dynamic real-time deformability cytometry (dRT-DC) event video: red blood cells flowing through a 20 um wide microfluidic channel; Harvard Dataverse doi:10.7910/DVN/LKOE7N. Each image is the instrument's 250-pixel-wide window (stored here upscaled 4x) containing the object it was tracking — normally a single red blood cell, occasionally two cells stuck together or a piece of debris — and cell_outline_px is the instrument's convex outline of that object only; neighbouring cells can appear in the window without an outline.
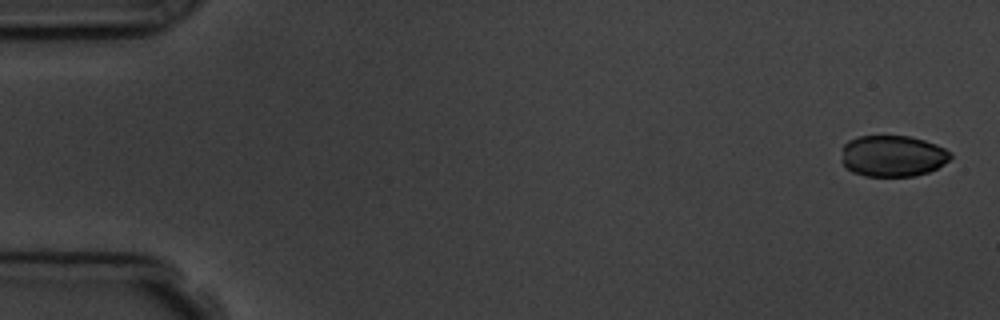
{"species": "common noctule bat (a hibernating species)", "species_latin": "Nyctalus noctula", "temperature_condition": "room temperature", "stored_images_in_passage": 5, "camera_frame_rate_fps": 3000, "um_per_image_px": 0.085, "animal": {"sex": "male", "body_mass_g": 19.5, "forearm_length_mm": 54.6}, "frame": {"image": 1, "passage_image": 1, "time_ms": 0.0, "image_size_px": [1000, 320], "cell_outline_px": [[952, 156], [948, 160], [936, 168], [928, 172], [916, 176], [864, 176], [852, 172], [844, 164], [844, 144], [848, 140], [860, 136], [908, 136], [924, 140], [936, 144], [952, 152]], "centroid_in_image_um": [75.91, 13.26], "position_along_channel_um": 9.1, "area_um2": 26.01}}
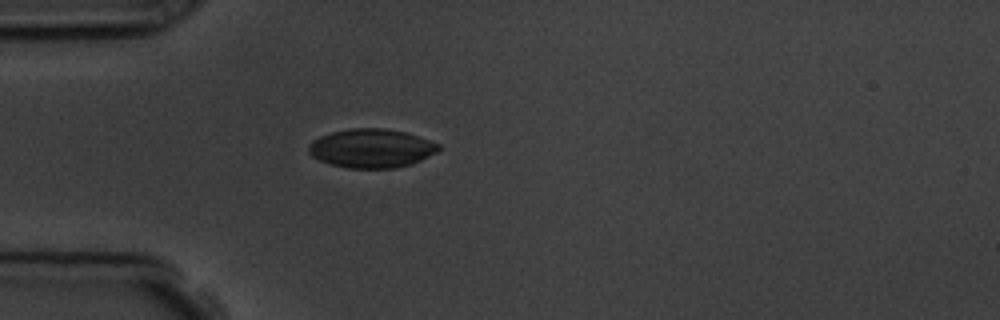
{"frame": {"image": 2, "passage_image": 5, "time_ms": 4.667, "image_size_px": [1000, 320], "cell_outline_px": [[440, 148], [436, 152], [412, 164], [396, 168], [348, 168], [332, 164], [320, 160], [312, 156], [308, 152], [308, 148], [312, 140], [320, 136], [332, 132], [352, 128], [384, 128], [404, 132], [440, 144]], "centroid_in_image_um": [31.56, 12.61], "position_along_channel_um": 53.4, "area_um2": 29.19}}